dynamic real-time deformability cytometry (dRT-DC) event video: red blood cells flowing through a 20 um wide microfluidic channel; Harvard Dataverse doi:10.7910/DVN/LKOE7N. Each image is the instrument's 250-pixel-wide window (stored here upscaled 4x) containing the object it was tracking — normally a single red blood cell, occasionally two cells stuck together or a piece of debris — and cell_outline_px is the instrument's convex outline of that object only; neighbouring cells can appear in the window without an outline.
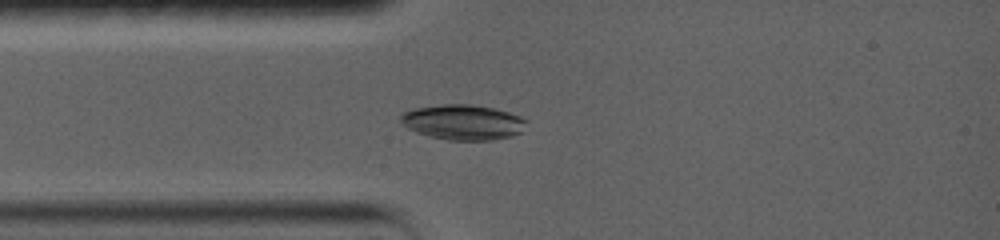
{"species": "common noctule bat (a hibernating species)", "species_latin": "Nyctalus noctula", "temperature_condition": "warm", "stored_images_in_passage": 6, "camera_frame_rate_fps": 5000, "um_per_image_px": 0.085, "animal": {"sex": "female", "body_mass_g": 19.0, "forearm_length_mm": 56.7}, "frame": {"image": 1, "passage_image": 4, "time_ms": 2.6, "image_size_px": [1000, 240], "cell_outline_px": [[528, 120], [524, 132], [512, 136], [492, 140], [448, 140], [416, 132], [408, 128], [400, 120], [400, 116], [404, 112], [412, 108], [444, 104], [468, 104], [496, 108], [520, 116]], "centroid_in_image_um": [39.41, 10.38], "position_along_channel_um": 45.6, "area_um2": 25.95}}
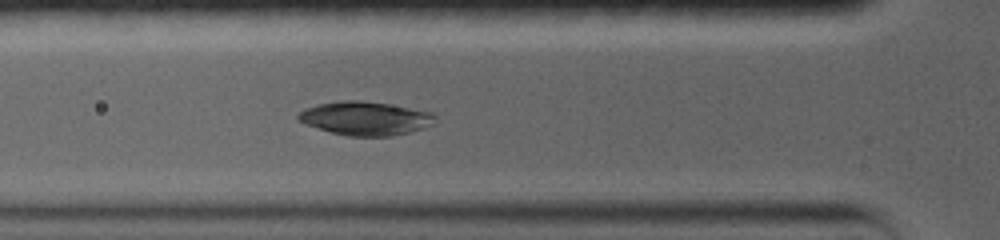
{"frame": {"image": 2, "passage_image": 6, "time_ms": 4.0, "image_size_px": [1000, 240], "cell_outline_px": [[436, 124], [424, 128], [392, 136], [348, 136], [332, 132], [304, 124], [296, 116], [304, 108], [316, 104], [340, 100], [360, 100], [388, 104], [432, 112], [436, 116]], "centroid_in_image_um": [31.07, 10.05], "position_along_channel_um": 94.7, "area_um2": 26.93}}